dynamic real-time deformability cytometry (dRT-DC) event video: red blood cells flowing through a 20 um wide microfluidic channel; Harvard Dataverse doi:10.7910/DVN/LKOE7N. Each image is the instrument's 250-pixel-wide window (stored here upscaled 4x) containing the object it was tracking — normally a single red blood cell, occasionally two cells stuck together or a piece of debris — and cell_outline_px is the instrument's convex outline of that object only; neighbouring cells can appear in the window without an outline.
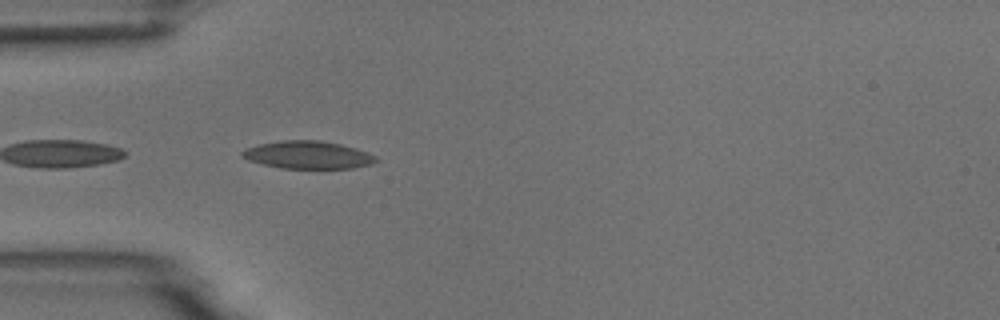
{"species": "common noctule bat (a hibernating species)", "species_latin": "Nyctalus noctula", "temperature_condition": "room temperature", "stored_images_in_passage": 3, "camera_frame_rate_fps": 3000, "um_per_image_px": 0.085, "animal": {"sex": "male", "body_mass_g": 18.8}, "frame": {"image": 1, "passage_image": 3, "time_ms": 3.333, "image_size_px": [1000, 320], "cell_outline_px": [[380, 160], [372, 164], [352, 168], [280, 168], [248, 160], [240, 156], [240, 152], [248, 148], [260, 144], [284, 140], [320, 140], [340, 144], [356, 148], [368, 152], [376, 156]], "centroid_in_image_um": [26.21, 13.17], "position_along_channel_um": 58.8, "area_um2": 21.56}}